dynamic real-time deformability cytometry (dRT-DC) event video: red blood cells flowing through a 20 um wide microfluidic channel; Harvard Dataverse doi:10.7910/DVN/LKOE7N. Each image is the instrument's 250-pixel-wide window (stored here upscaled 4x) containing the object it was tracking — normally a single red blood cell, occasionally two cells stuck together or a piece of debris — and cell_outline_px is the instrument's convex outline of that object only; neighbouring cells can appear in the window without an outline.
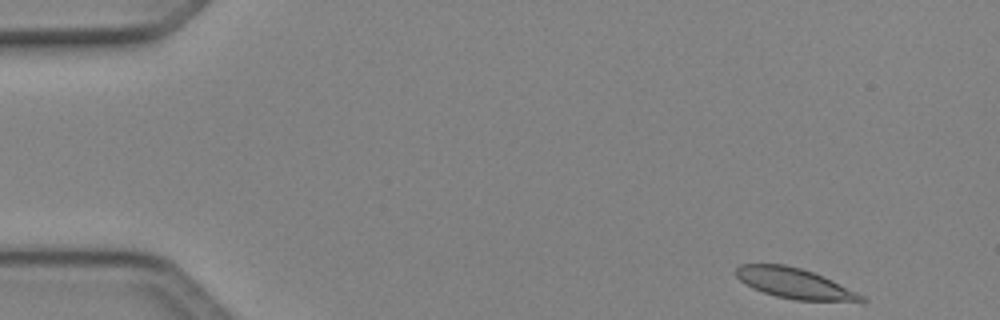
{"species": "Egyptian fruit bat (a non-hibernating species)", "species_latin": "Rousettus aegyptiacus", "temperature_condition": "cold", "stored_images_in_passage": 46, "camera_frame_rate_fps": 3000, "um_per_image_px": 0.085, "animal": {"sex": "female"}, "frame": {"image": 1, "passage_image": 1, "time_ms": 0.0, "image_size_px": [1000, 320], "cell_outline_px": [[868, 300], [796, 300], [776, 296], [752, 288], [744, 284], [736, 276], [736, 268], [740, 264], [784, 264], [800, 268], [824, 276], [864, 296]], "centroid_in_image_um": [67.45, 24.06], "position_along_channel_um": 17.5, "area_um2": 21.68}}
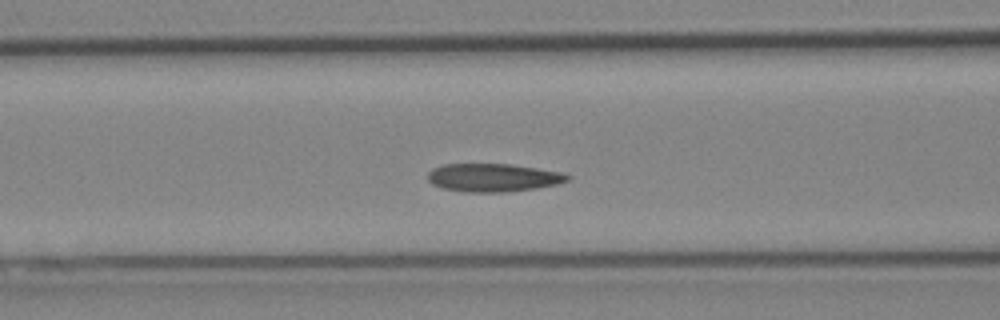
{"frame": {"image": 2, "passage_image": 17, "time_ms": 5.333, "image_size_px": [1000, 320], "cell_outline_px": [[572, 176], [568, 180], [556, 184], [536, 188], [504, 192], [464, 192], [444, 188], [432, 184], [428, 180], [428, 172], [432, 168], [444, 164], [512, 164], [560, 172]], "centroid_in_image_um": [41.89, 15.09], "position_along_channel_um": 124.7, "area_um2": 22.83}}
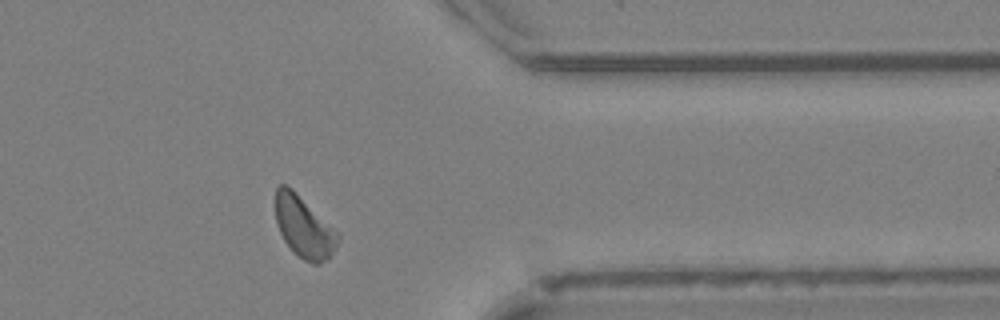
{"frame": {"image": 3, "passage_image": 37, "time_ms": 12.0, "image_size_px": [1000, 320], "cell_outline_px": [[340, 236], [336, 248], [328, 260], [320, 264], [312, 264], [304, 260], [292, 252], [284, 240], [276, 224], [276, 188], [280, 184], [284, 184], [292, 188], [340, 232]], "centroid_in_image_um": [25.87, 19.32], "position_along_channel_um": 385.5, "area_um2": 22.77}, "authors_computed_cell_mechanics": {"area_um2": 22.4842, "velocity_mm_per_s": 4.0842, "shape_relaxation_time_tau1_ms": 6.0008, "shape_relaxation_time_tau2_ms": 3.7747, "deformation_change_tau1": 0.1129, "deformation_change_tau2": 0.0758}}